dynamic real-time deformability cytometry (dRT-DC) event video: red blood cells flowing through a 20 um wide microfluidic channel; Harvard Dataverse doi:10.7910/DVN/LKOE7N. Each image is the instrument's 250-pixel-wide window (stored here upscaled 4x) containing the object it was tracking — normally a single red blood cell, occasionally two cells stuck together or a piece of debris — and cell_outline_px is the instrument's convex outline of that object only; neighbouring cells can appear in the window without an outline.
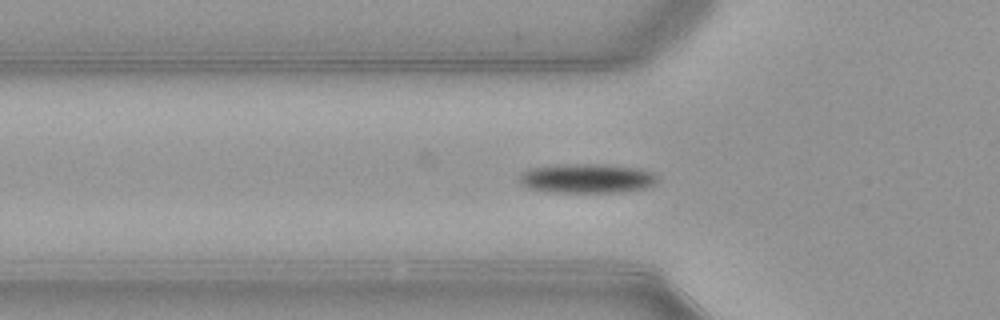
{"species": "common noctule bat (a hibernating species)", "species_latin": "Nyctalus noctula", "temperature_condition": "warm", "stored_images_in_passage": 43, "camera_frame_rate_fps": 3000, "um_per_image_px": 0.085, "animal": {"sex": "female", "body_mass_g": 21.9}, "frame": {"image": 1, "passage_image": 7, "time_ms": 2.0, "image_size_px": [1000, 320], "cell_outline_px": [[656, 184], [644, 188], [620, 192], [548, 192], [524, 188], [520, 180], [520, 176], [528, 168], [556, 164], [604, 164], [640, 168], [652, 172], [656, 176]], "centroid_in_image_um": [49.86, 15.16], "position_along_channel_um": 75.9, "area_um2": 23.87}}
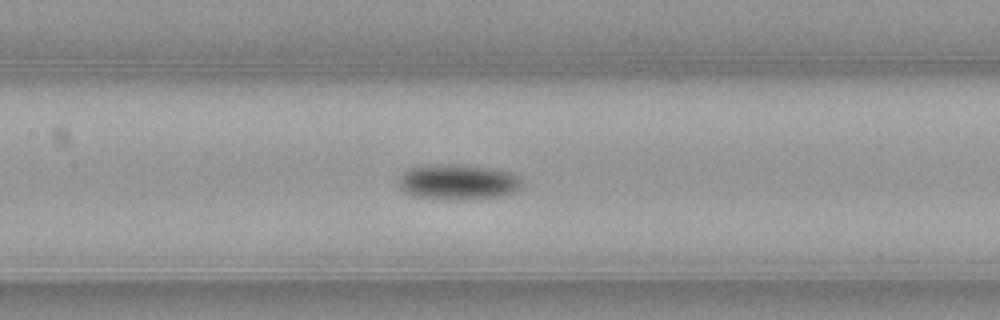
{"frame": {"image": 2, "passage_image": 14, "time_ms": 4.333, "image_size_px": [1000, 320], "cell_outline_px": [[520, 188], [512, 192], [500, 196], [412, 196], [404, 192], [400, 188], [396, 176], [404, 168], [420, 164], [464, 164], [492, 168], [512, 172], [520, 176]], "centroid_in_image_um": [38.82, 15.36], "position_along_channel_um": 168.6, "area_um2": 24.91}}
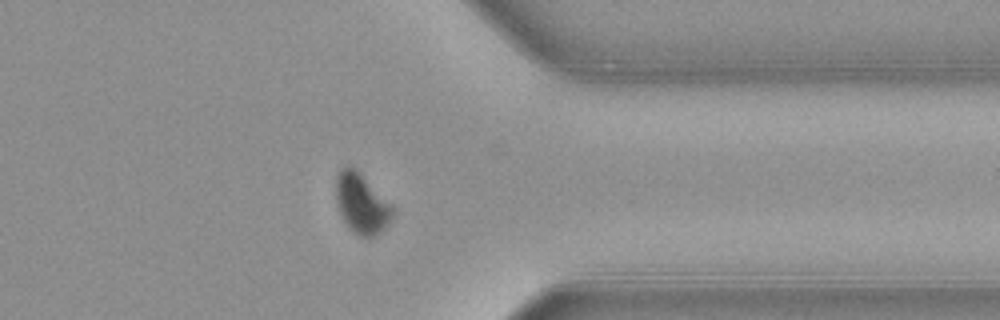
{"frame": {"image": 3, "passage_image": 31, "time_ms": 10.0, "image_size_px": [1000, 320], "cell_outline_px": [[396, 208], [388, 224], [376, 236], [356, 236], [348, 228], [340, 212], [336, 200], [336, 172], [344, 164], [348, 164], [360, 172]], "centroid_in_image_um": [30.73, 17.27], "position_along_channel_um": 380.7, "area_um2": 20.17}, "authors_computed_cell_mechanics": {"area_um2": 22.1374, "velocity_mm_per_s": 3.9015, "shape_relaxation_time_tau1_ms": 2.476, "shape_relaxation_time_tau2_ms": null, "deformation_change_tau1": 0.1221, "deformation_change_tau2": null}}